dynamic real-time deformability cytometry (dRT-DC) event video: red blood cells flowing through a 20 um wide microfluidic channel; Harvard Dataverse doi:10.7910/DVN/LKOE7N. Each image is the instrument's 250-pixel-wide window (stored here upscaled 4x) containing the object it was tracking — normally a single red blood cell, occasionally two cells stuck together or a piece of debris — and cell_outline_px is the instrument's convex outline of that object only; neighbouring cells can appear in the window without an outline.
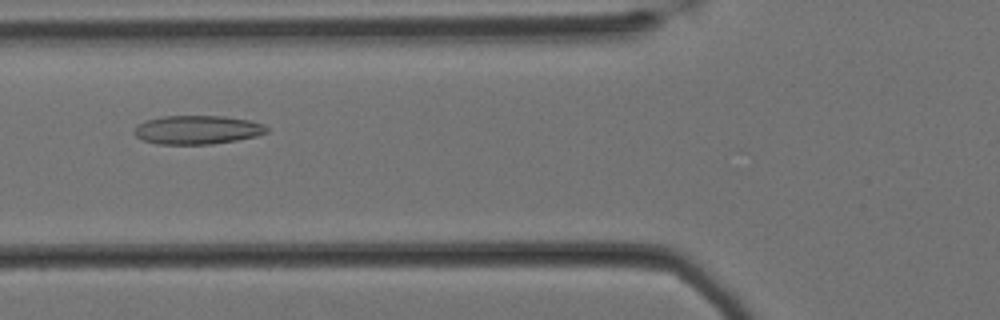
{"species": "Egyptian fruit bat (a non-hibernating species)", "species_latin": "Rousettus aegyptiacus", "temperature_condition": "cold", "stored_images_in_passage": 59, "camera_frame_rate_fps": 3000, "um_per_image_px": 0.085, "animal": {"sex": "female"}, "frame": {"image": 1, "passage_image": 22, "time_ms": 7.0, "image_size_px": [1000, 320], "cell_outline_px": [[268, 132], [256, 136], [236, 140], [212, 144], [156, 144], [144, 140], [136, 136], [132, 132], [136, 124], [144, 120], [164, 116], [224, 116], [248, 120], [264, 124], [268, 128]], "centroid_in_image_um": [16.73, 11.03], "position_along_channel_um": 109.1, "area_um2": 22.31}}
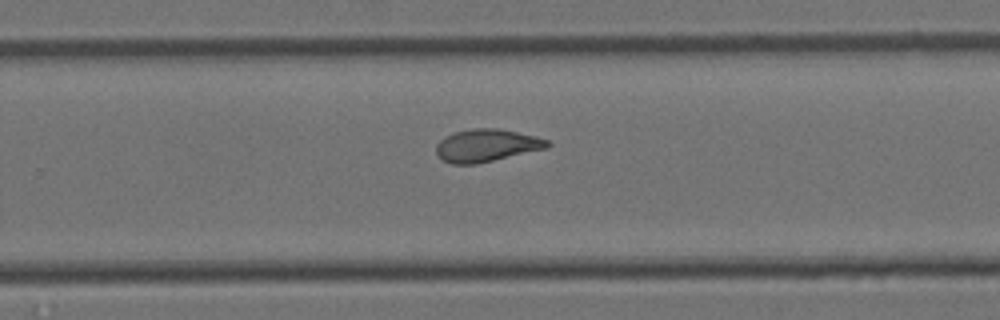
{"frame": {"image": 2, "passage_image": 38, "time_ms": 12.333, "image_size_px": [1000, 320], "cell_outline_px": [[552, 144], [548, 148], [476, 164], [452, 164], [444, 160], [436, 152], [436, 144], [444, 136], [456, 132], [472, 128], [496, 128], [536, 136], [548, 140]], "centroid_in_image_um": [41.37, 12.36], "position_along_channel_um": 288.4, "area_um2": 21.04}}
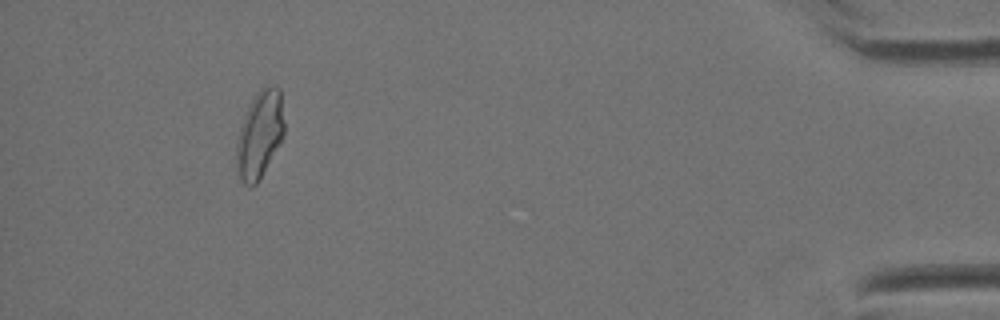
{"frame": {"image": 3, "passage_image": 55, "time_ms": 18.0, "image_size_px": [1000, 320], "cell_outline_px": [[284, 136], [280, 144], [256, 184], [252, 188], [248, 188], [240, 180], [236, 168], [236, 144], [240, 128], [248, 108], [256, 92], [260, 88], [272, 84], [280, 88], [284, 124]], "centroid_in_image_um": [22.07, 11.45], "position_along_channel_um": 413.1, "area_um2": 24.33}, "authors_computed_cell_mechanics": {"area_um2": 21.8484, "velocity_mm_per_s": 3.3721, "shape_relaxation_time_tau1_ms": null, "shape_relaxation_time_tau2_ms": 2.5784, "deformation_change_tau1": null, "deformation_change_tau2": 0.0897}}